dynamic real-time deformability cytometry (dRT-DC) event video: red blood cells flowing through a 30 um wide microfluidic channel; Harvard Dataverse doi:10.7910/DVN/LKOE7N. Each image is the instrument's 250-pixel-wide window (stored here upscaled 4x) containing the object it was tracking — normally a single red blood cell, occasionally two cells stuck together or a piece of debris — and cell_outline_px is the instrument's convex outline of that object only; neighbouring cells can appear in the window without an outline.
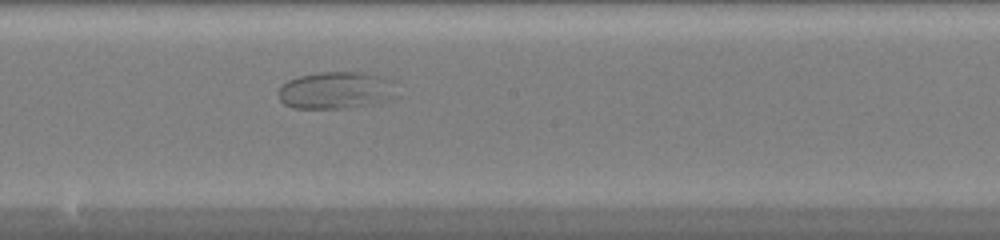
{"species": "common noctule bat (a hibernating species)", "species_latin": "Nyctalus noctula", "temperature_condition": "warm", "stored_images_in_passage": 43, "camera_frame_rate_fps": 3000, "um_per_image_px": 0.085, "animal": {"sex": "female", "body_mass_g": 20.0, "forearm_length_mm": 54.0}, "frame": {"image": 1, "passage_image": 21, "time_ms": 6.667, "image_size_px": [1000, 240], "cell_outline_px": [[400, 96], [388, 100], [372, 104], [348, 108], [292, 108], [284, 104], [280, 100], [276, 92], [288, 80], [300, 76], [320, 72], [364, 72], [384, 76], [396, 80]], "centroid_in_image_um": [28.68, 7.67], "position_along_channel_um": 219.5, "area_um2": 26.41}}
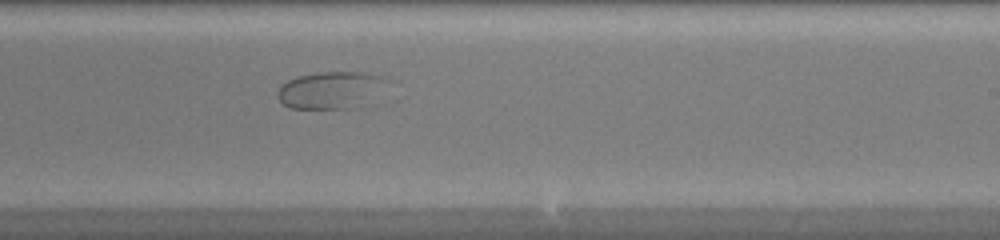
{"frame": {"image": 2, "passage_image": 24, "time_ms": 7.667, "image_size_px": [1000, 240], "cell_outline_px": [[392, 80], [376, 104], [360, 108], [288, 108], [276, 96], [276, 92], [280, 84], [296, 76], [316, 72], [360, 72], [384, 76]], "centroid_in_image_um": [28.28, 7.67], "position_along_channel_um": 260.7, "area_um2": 25.2}}
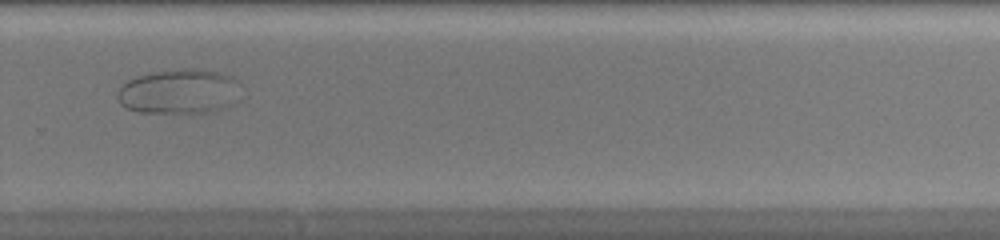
{"frame": {"image": 3, "passage_image": 28, "time_ms": 9.0, "image_size_px": [1000, 240], "cell_outline_px": [[240, 100], [236, 104], [224, 108], [204, 112], [140, 112], [128, 108], [120, 104], [116, 96], [116, 92], [128, 80], [136, 76], [152, 72], [184, 68], [192, 68], [220, 72], [232, 76], [236, 80]], "centroid_in_image_um": [15.25, 7.77], "position_along_channel_um": 314.6, "area_um2": 32.31}}